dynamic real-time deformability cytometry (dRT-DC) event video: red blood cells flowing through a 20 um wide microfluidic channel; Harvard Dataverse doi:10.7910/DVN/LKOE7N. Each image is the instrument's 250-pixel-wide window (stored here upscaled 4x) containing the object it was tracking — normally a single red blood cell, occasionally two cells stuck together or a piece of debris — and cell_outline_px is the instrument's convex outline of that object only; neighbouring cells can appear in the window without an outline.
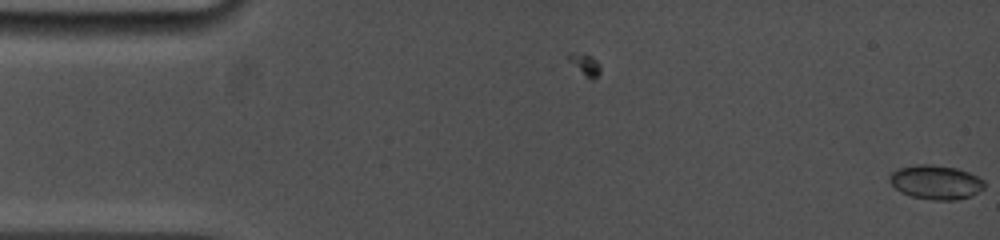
{"species": "common noctule bat (a hibernating species)", "species_latin": "Nyctalus noctula", "temperature_condition": "cold", "stored_images_in_passage": 7, "camera_frame_rate_fps": 5000, "um_per_image_px": 0.085, "animal": {"sex": "female", "body_mass_g": 19.0, "forearm_length_mm": 53.3}, "frame": {"image": 1, "passage_image": 7, "time_ms": 1.2, "image_size_px": [1000, 240], "cell_outline_px": [[984, 188], [972, 196], [956, 200], [932, 200], [912, 196], [900, 192], [888, 180], [888, 176], [892, 172], [900, 168], [916, 164], [932, 164], [956, 168], [968, 172], [984, 180]], "centroid_in_image_um": [79.54, 15.49], "position_along_channel_um": 5.5, "area_um2": 18.9}}